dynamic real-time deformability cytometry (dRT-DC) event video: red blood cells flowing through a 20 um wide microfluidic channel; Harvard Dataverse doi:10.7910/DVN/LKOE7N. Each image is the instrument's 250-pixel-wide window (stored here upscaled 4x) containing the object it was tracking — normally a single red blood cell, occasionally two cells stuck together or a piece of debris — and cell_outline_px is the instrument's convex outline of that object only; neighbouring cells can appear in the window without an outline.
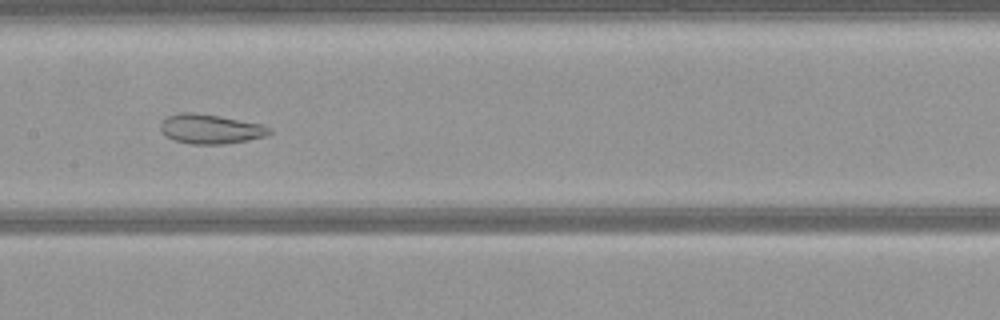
{"species": "common noctule bat (a hibernating species)", "species_latin": "Nyctalus noctula", "temperature_condition": "warm", "stored_images_in_passage": 49, "camera_frame_rate_fps": 3000, "um_per_image_px": 0.085, "animal": {"sex": "female", "body_mass_g": 21.9}, "frame": {"image": 1, "passage_image": 22, "time_ms": 7.0, "image_size_px": [1000, 320], "cell_outline_px": [[272, 132], [264, 136], [248, 140], [228, 144], [192, 144], [176, 140], [164, 136], [160, 132], [160, 124], [168, 116], [180, 112], [192, 112], [220, 116], [260, 124], [272, 128]], "centroid_in_image_um": [17.87, 10.97], "position_along_channel_um": 189.5, "area_um2": 18.73}}
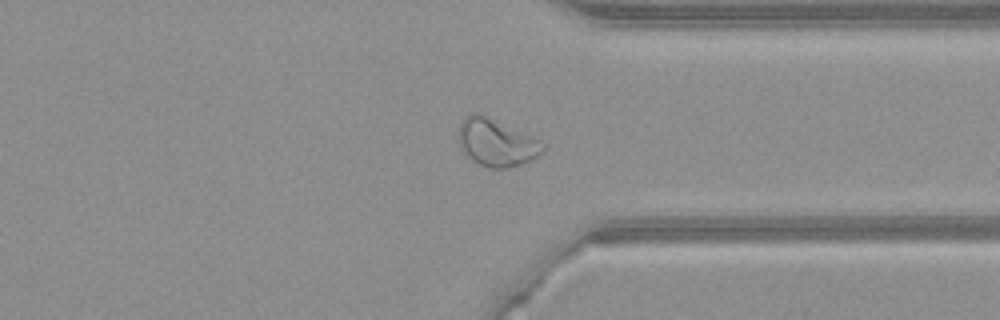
{"frame": {"image": 2, "passage_image": 36, "time_ms": 11.667, "image_size_px": [1000, 320], "cell_outline_px": [[544, 152], [520, 164], [508, 168], [488, 168], [472, 160], [464, 152], [460, 144], [460, 124], [472, 112], [480, 112], [532, 136], [544, 144]], "centroid_in_image_um": [42.2, 12.11], "position_along_channel_um": 369.2, "area_um2": 22.89}}
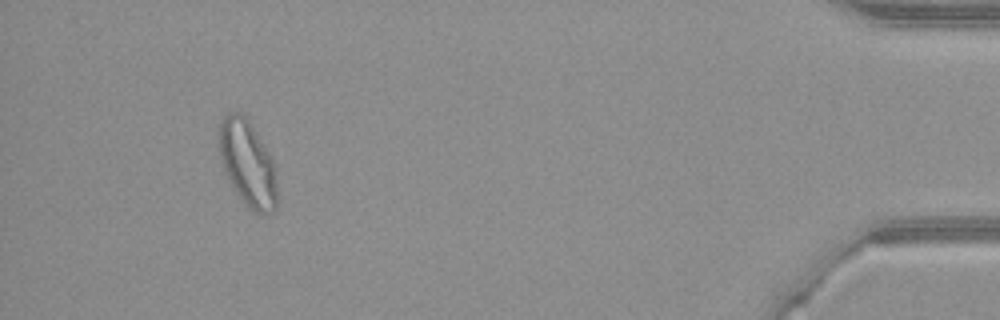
{"frame": {"image": 3, "passage_image": 45, "time_ms": 14.667, "image_size_px": [1000, 320], "cell_outline_px": [[276, 208], [272, 212], [264, 216], [260, 216], [252, 212], [248, 208], [236, 192], [228, 180], [220, 160], [220, 120], [228, 112], [240, 112], [248, 120], [256, 132], [276, 164]], "centroid_in_image_um": [21.07, 13.94], "position_along_channel_um": 414.1, "area_um2": 29.25}}